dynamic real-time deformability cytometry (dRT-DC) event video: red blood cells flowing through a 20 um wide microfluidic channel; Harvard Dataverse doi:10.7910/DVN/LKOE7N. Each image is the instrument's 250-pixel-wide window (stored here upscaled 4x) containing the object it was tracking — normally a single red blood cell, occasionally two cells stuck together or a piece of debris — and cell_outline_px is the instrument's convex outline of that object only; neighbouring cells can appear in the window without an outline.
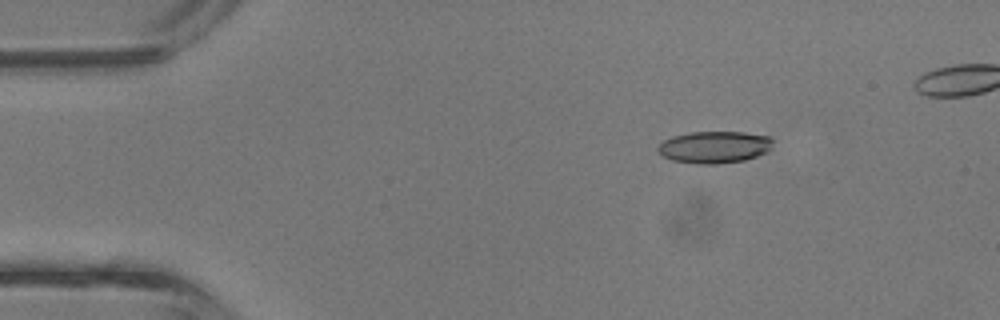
{"species": "common noctule bat (a hibernating species)", "species_latin": "Nyctalus noctula", "temperature_condition": "room temperature", "stored_images_in_passage": 41, "camera_frame_rate_fps": 3000, "um_per_image_px": 0.085, "animal": {"sex": "male", "body_mass_g": 13.3}, "frame": {"image": 1, "passage_image": 7, "time_ms": 2.0, "image_size_px": [1000, 320], "cell_outline_px": [[772, 148], [768, 152], [744, 160], [716, 164], [700, 164], [672, 160], [664, 156], [656, 148], [664, 140], [672, 136], [688, 132], [744, 132], [772, 136]], "centroid_in_image_um": [60.76, 12.49], "position_along_channel_um": 24.2, "area_um2": 21.5}}
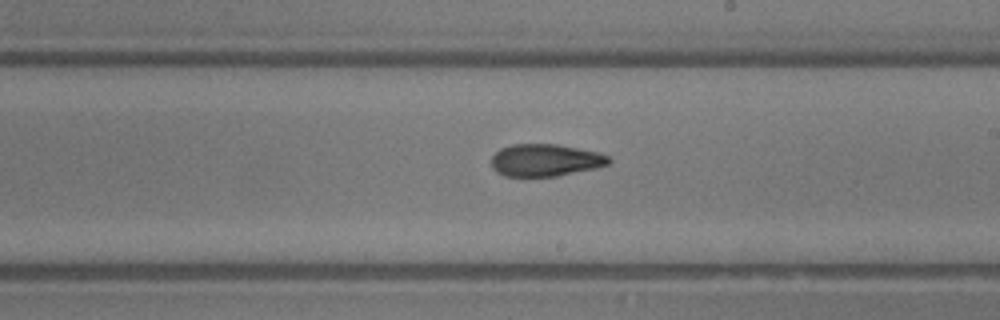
{"frame": {"image": 2, "passage_image": 25, "time_ms": 8.0, "image_size_px": [1000, 320], "cell_outline_px": [[612, 160], [608, 164], [596, 168], [556, 176], [504, 176], [496, 172], [492, 168], [492, 156], [500, 148], [512, 144], [556, 144], [600, 152], [608, 156]], "centroid_in_image_um": [46.35, 13.61], "position_along_channel_um": 242.6, "area_um2": 22.14}}
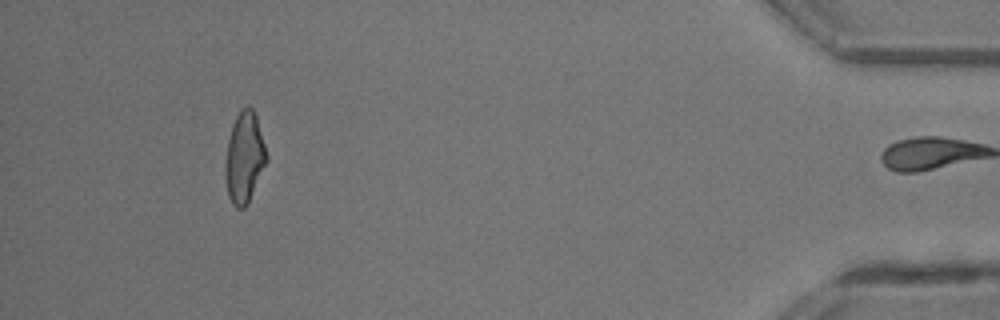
{"frame": {"image": 3, "passage_image": 40, "time_ms": 13.0, "image_size_px": [1000, 320], "cell_outline_px": [[268, 160], [248, 204], [244, 208], [236, 208], [232, 204], [228, 196], [224, 176], [224, 172], [228, 140], [232, 124], [240, 108], [248, 104], [252, 108], [256, 116], [268, 156]], "centroid_in_image_um": [20.77, 13.4], "position_along_channel_um": 414.4, "area_um2": 22.14}, "authors_computed_cell_mechanics": {"area_um2": 21.8484, "velocity_mm_per_s": 4.837, "shape_relaxation_time_tau1_ms": 5.2578, "shape_relaxation_time_tau2_ms": 2.2841, "deformation_change_tau1": 0.1693, "deformation_change_tau2": 0.1122}}